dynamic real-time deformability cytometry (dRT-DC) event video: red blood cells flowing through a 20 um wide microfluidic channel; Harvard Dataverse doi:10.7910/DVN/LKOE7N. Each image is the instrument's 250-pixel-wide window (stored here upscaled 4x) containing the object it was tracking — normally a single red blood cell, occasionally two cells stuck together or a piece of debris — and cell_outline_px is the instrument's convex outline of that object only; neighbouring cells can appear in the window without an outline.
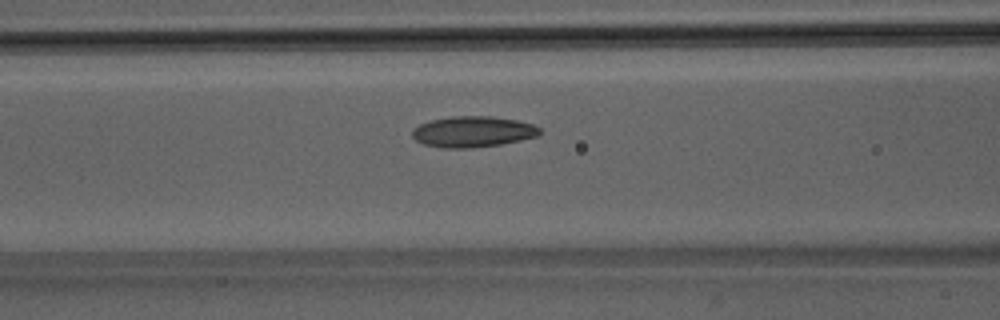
{"species": "Egyptian fruit bat (a non-hibernating species)", "species_latin": "Rousettus aegyptiacus", "temperature_condition": "room temperature", "stored_images_in_passage": 49, "camera_frame_rate_fps": 3000, "um_per_image_px": 0.085, "animal": {"sex": "male"}, "frame": {"image": 1, "passage_image": 19, "time_ms": 6.0, "image_size_px": [1000, 320], "cell_outline_px": [[540, 132], [536, 136], [520, 140], [500, 144], [472, 148], [444, 148], [424, 144], [416, 140], [412, 136], [412, 128], [420, 124], [432, 120], [452, 116], [492, 116], [516, 120], [532, 124], [540, 128]], "centroid_in_image_um": [40.16, 11.19], "position_along_channel_um": 126.4, "area_um2": 22.83}}
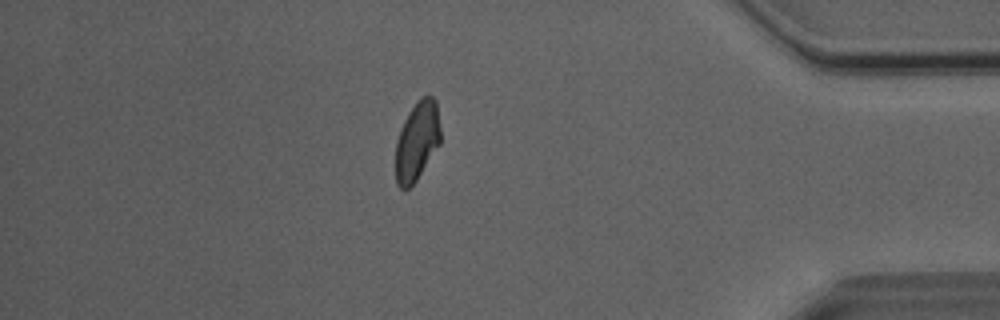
{"frame": {"image": 2, "passage_image": 42, "time_ms": 13.667, "image_size_px": [1000, 320], "cell_outline_px": [[440, 144], [416, 180], [408, 188], [400, 188], [396, 184], [396, 140], [400, 128], [408, 112], [416, 100], [420, 96], [432, 96], [436, 100], [440, 128]], "centroid_in_image_um": [35.44, 11.95], "position_along_channel_um": 399.8, "area_um2": 20.75}}
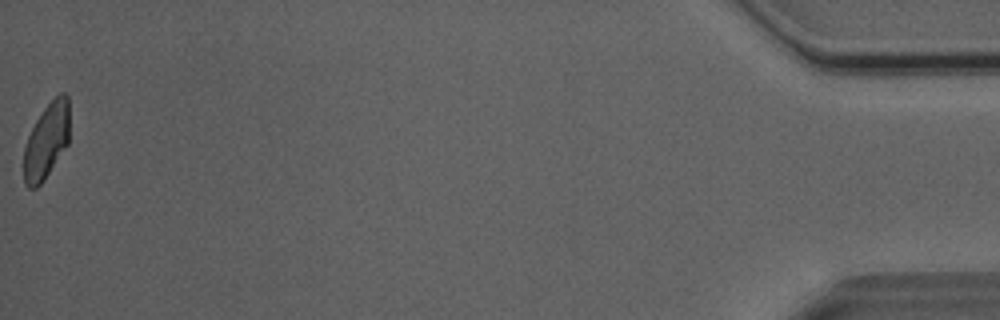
{"frame": {"image": 3, "passage_image": 49, "time_ms": 16.0, "image_size_px": [1000, 320], "cell_outline_px": [[68, 144], [44, 180], [36, 188], [28, 188], [24, 184], [24, 148], [28, 136], [36, 120], [44, 108], [60, 92], [64, 92], [68, 96]], "centroid_in_image_um": [3.94, 11.99], "position_along_channel_um": 431.3, "area_um2": 19.94}, "authors_computed_cell_mechanics": {"area_um2": 21.9062, "velocity_mm_per_s": 4.0398, "shape_relaxation_time_tau1_ms": 7.2117, "shape_relaxation_time_tau2_ms": 2.4599, "deformation_change_tau1": 0.1501, "deformation_change_tau2": 0.0781}}